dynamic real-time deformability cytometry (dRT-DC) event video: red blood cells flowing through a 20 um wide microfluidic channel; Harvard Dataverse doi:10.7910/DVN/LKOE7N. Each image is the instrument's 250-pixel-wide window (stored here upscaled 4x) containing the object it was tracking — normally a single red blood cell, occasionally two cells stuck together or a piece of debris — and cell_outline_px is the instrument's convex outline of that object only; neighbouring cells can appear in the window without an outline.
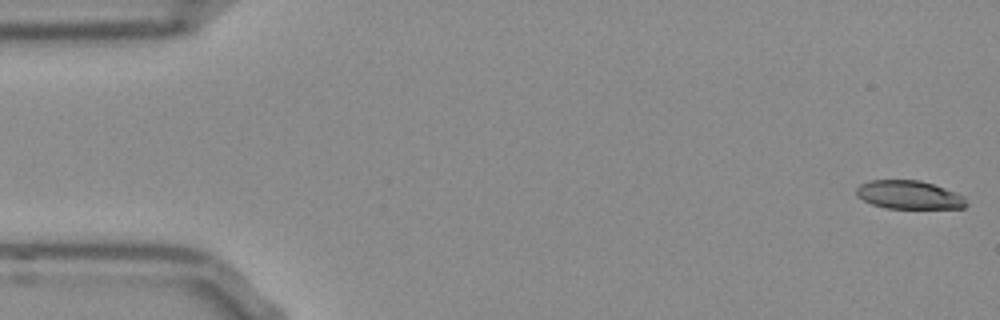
{"species": "Egyptian fruit bat (a non-hibernating species)", "species_latin": "Rousettus aegyptiacus", "temperature_condition": "room temperature", "stored_images_in_passage": 52, "camera_frame_rate_fps": 3000, "um_per_image_px": 0.085, "frame": {"image": 1, "passage_image": 1, "time_ms": 0.0, "image_size_px": [1000, 320], "cell_outline_px": [[968, 204], [964, 208], [888, 208], [872, 204], [856, 196], [856, 188], [860, 184], [872, 180], [920, 180], [944, 188], [964, 196]], "centroid_in_image_um": [77.26, 16.56], "position_along_channel_um": 7.7, "area_um2": 18.09}}
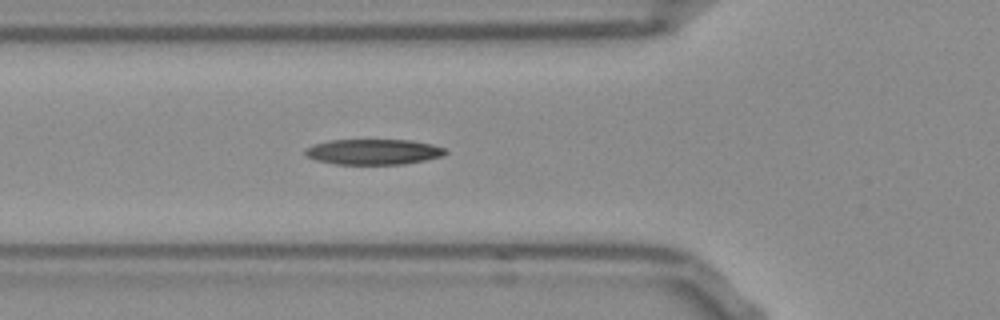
{"frame": {"image": 2, "passage_image": 18, "time_ms": 5.667, "image_size_px": [1000, 320], "cell_outline_px": [[448, 152], [444, 156], [404, 164], [336, 164], [316, 160], [304, 156], [304, 148], [312, 144], [328, 140], [412, 140], [432, 144], [444, 148]], "centroid_in_image_um": [31.7, 12.9], "position_along_channel_um": 94.1, "area_um2": 21.04}}
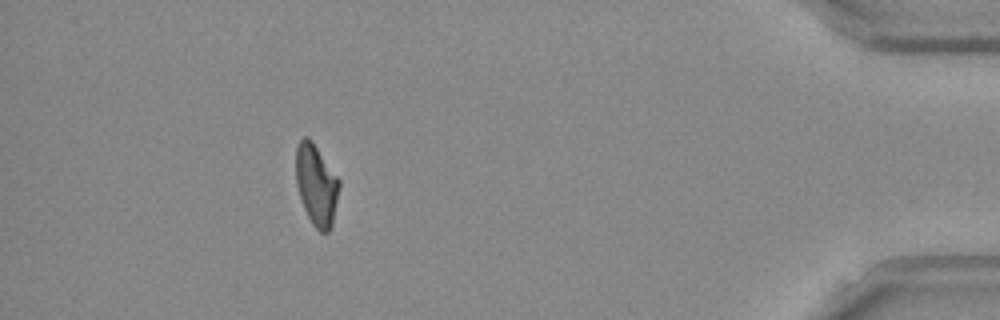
{"frame": {"image": 3, "passage_image": 47, "time_ms": 15.333, "image_size_px": [1000, 320], "cell_outline_px": [[340, 188], [332, 228], [328, 232], [320, 232], [312, 224], [304, 208], [296, 184], [296, 144], [304, 136], [308, 136], [312, 140], [340, 180]], "centroid_in_image_um": [26.9, 15.71], "position_along_channel_um": 408.3, "area_um2": 20.69}}